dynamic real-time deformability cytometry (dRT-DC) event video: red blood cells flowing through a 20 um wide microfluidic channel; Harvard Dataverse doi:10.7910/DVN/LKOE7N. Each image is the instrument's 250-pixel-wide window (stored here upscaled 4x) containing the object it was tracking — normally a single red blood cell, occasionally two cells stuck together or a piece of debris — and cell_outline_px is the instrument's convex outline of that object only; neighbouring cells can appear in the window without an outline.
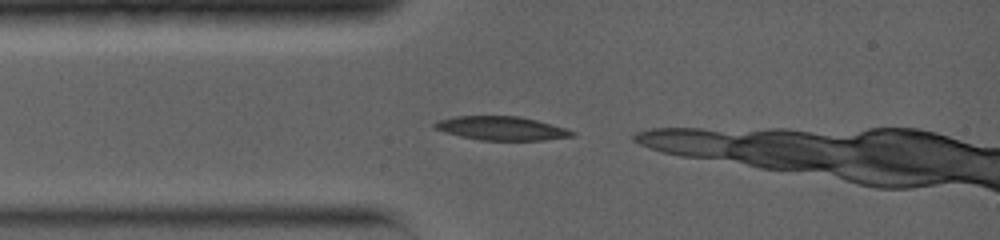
{"species": "common noctule bat (a hibernating species)", "species_latin": "Nyctalus noctula", "temperature_condition": "warm", "stored_images_in_passage": 3, "camera_frame_rate_fps": 5000, "um_per_image_px": 0.085, "animal": {"sex": "female", "body_mass_g": 19.0, "forearm_length_mm": 56.7}, "frame": {"image": 1, "passage_image": 1, "time_ms": 0.0, "image_size_px": [1000, 240], "cell_outline_px": [[576, 136], [544, 140], [480, 140], [460, 136], [444, 132], [432, 128], [432, 124], [440, 120], [452, 116], [520, 116], [568, 128], [576, 132]], "centroid_in_image_um": [42.64, 10.9], "position_along_channel_um": 42.4, "area_um2": 19.25}}